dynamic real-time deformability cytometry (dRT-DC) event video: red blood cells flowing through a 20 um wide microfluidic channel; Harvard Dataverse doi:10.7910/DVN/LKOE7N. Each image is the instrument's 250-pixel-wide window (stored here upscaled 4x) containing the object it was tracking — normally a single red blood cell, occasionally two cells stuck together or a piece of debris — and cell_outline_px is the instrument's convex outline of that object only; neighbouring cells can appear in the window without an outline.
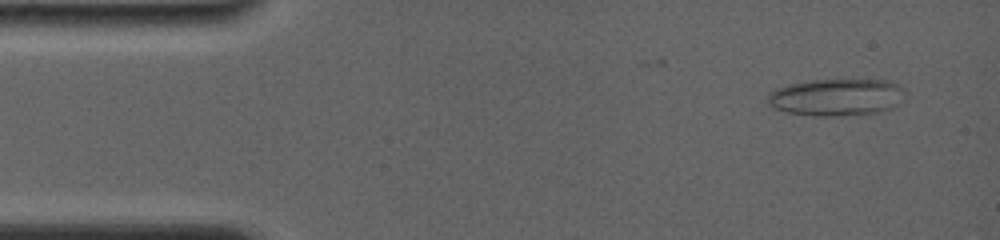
{"species": "common noctule bat (a hibernating species)", "species_latin": "Nyctalus noctula", "temperature_condition": "room temperature", "stored_images_in_passage": 70, "camera_frame_rate_fps": 4000, "um_per_image_px": 0.085, "animal": {"sex": "female", "body_mass_g": 19.0, "forearm_length_mm": 56.7}, "frame": {"image": 1, "passage_image": 8, "time_ms": 1.0, "image_size_px": [1000, 240], "cell_outline_px": [[904, 92], [896, 104], [892, 108], [876, 112], [836, 116], [816, 116], [788, 112], [772, 108], [768, 104], [768, 92], [776, 88], [788, 84], [812, 80], [884, 80], [896, 84]], "centroid_in_image_um": [71.0, 8.26], "position_along_channel_um": 14.0, "area_um2": 29.3}}
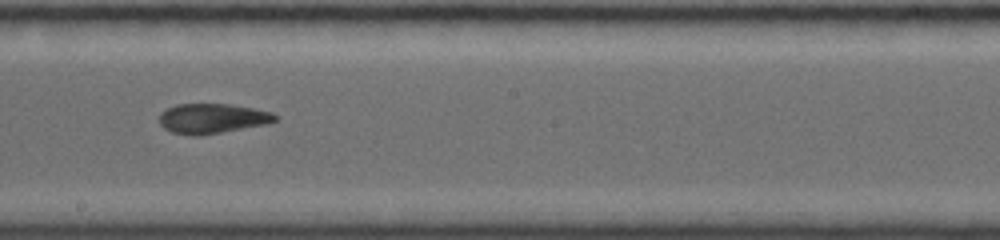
{"frame": {"image": 2, "passage_image": 42, "time_ms": 9.0, "image_size_px": [1000, 240], "cell_outline_px": [[276, 120], [264, 124], [220, 132], [196, 136], [192, 136], [172, 132], [164, 128], [160, 124], [160, 112], [176, 104], [228, 104], [252, 108], [272, 112], [276, 116]], "centroid_in_image_um": [17.99, 10.06], "position_along_channel_um": 230.2, "area_um2": 19.83}}
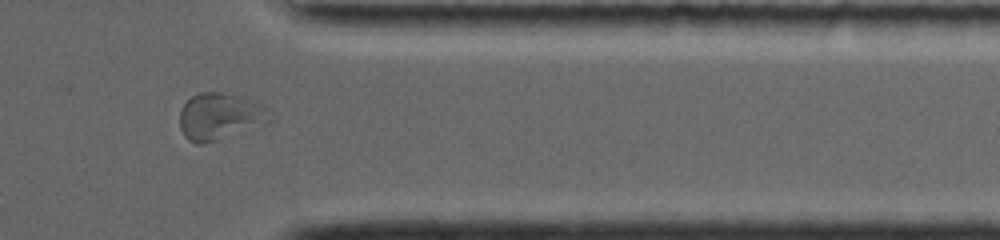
{"frame": {"image": 3, "passage_image": 63, "time_ms": 13.25, "image_size_px": [1000, 240], "cell_outline_px": [[276, 120], [204, 144], [196, 144], [188, 140], [184, 136], [180, 128], [180, 108], [192, 96], [200, 92], [224, 92], [256, 100], [272, 112], [276, 116]], "centroid_in_image_um": [18.75, 9.88], "position_along_channel_um": 392.7, "area_um2": 25.03}, "authors_computed_cell_mechanics": {"area_um2": 21.5016, "velocity_mm_per_s": 3.8495, "shape_relaxation_time_tau1_ms": null, "shape_relaxation_time_tau2_ms": 2.9946, "deformation_change_tau1": null, "deformation_change_tau2": 0.1037}}